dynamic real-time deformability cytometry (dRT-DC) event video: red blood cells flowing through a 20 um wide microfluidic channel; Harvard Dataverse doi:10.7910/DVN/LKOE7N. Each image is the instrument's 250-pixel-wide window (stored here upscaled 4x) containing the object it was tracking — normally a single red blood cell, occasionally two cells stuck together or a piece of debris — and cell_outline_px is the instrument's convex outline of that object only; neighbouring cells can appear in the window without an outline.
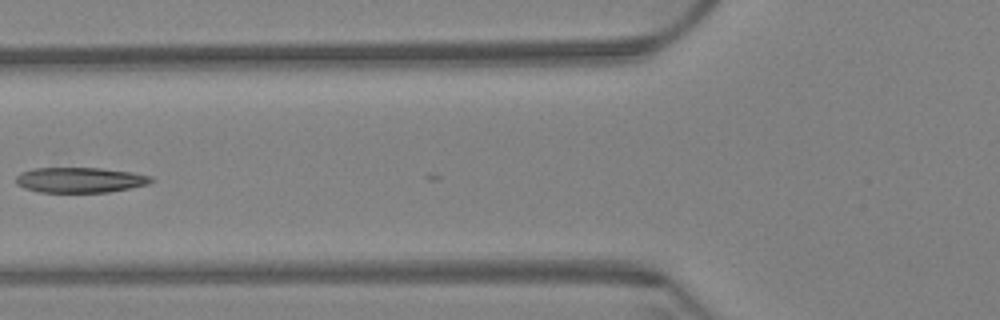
{"species": "Egyptian fruit bat (a non-hibernating species)", "species_latin": "Rousettus aegyptiacus", "temperature_condition": "warm", "stored_images_in_passage": 8, "segment_of_instrument_passage": [2, 2], "camera_frame_rate_fps": 3000, "um_per_image_px": 0.085, "animal": {"sex": "female"}, "frame": {"image": 1, "passage_image": 7, "time_ms": 2.0, "image_size_px": [1000, 320], "cell_outline_px": [[156, 180], [148, 184], [108, 192], [40, 192], [24, 188], [16, 184], [16, 176], [20, 172], [32, 168], [100, 168], [132, 172], [152, 176]], "centroid_in_image_um": [6.79, 15.29], "position_along_channel_um": 119.0, "area_um2": 20.0}}